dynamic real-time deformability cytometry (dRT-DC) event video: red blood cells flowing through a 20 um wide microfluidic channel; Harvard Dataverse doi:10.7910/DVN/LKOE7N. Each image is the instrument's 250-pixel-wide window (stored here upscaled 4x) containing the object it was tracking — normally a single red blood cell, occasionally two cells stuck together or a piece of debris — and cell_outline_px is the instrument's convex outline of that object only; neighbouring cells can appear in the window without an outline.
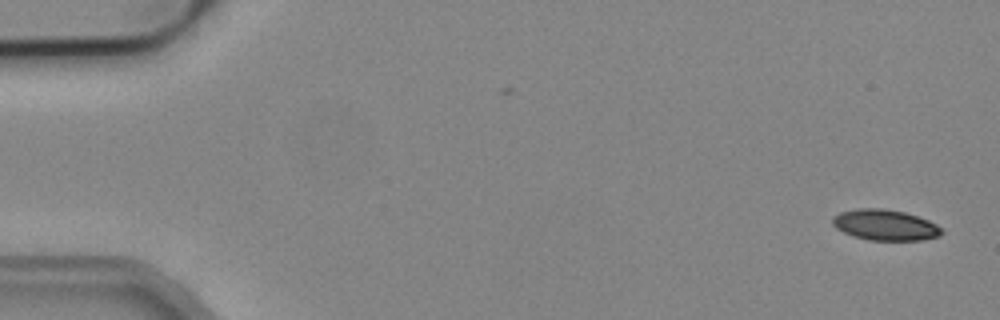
{"species": "common noctule bat (a hibernating species)", "species_latin": "Nyctalus noctula", "temperature_condition": "cold", "stored_images_in_passage": 2, "camera_frame_rate_fps": 3000, "um_per_image_px": 0.085, "animal": {"sex": "male", "body_mass_g": 19.2, "forearm_length_mm": 51.8}, "frame": {"image": 1, "passage_image": 2, "time_ms": 0.333, "image_size_px": [1000, 320], "cell_outline_px": [[944, 232], [940, 236], [920, 240], [868, 240], [852, 236], [836, 228], [832, 224], [832, 216], [840, 212], [856, 208], [884, 208], [904, 212], [928, 220], [936, 224]], "centroid_in_image_um": [75.2, 19.12], "position_along_channel_um": 9.8, "area_um2": 19.65}}